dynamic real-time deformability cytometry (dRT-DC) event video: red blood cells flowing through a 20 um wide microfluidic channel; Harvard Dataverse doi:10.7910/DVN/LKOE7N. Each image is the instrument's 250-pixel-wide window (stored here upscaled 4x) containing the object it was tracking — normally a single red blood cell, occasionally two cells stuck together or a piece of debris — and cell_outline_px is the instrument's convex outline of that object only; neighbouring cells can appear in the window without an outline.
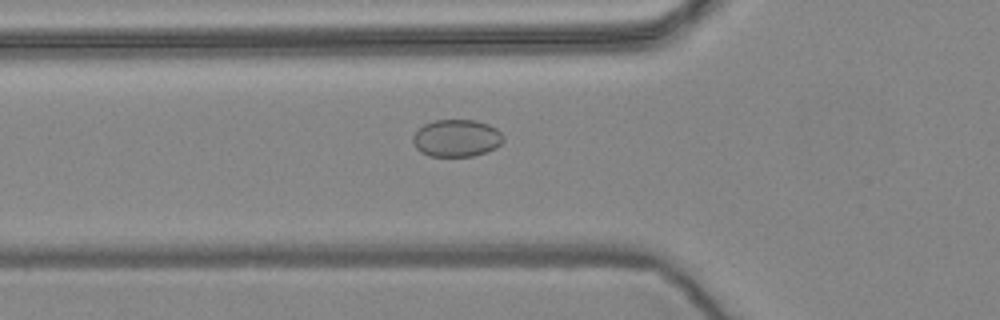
{"species": "common noctule bat (a hibernating species)", "species_latin": "Nyctalus noctula", "temperature_condition": "warm", "stored_images_in_passage": 58, "camera_frame_rate_fps": 3000, "um_per_image_px": 0.085, "animal": {"sex": "female", "body_mass_g": 24.6, "forearm_length_mm": 56.2}, "frame": {"image": 1, "passage_image": 20, "time_ms": 6.333, "image_size_px": [1000, 320], "cell_outline_px": [[504, 140], [496, 148], [488, 152], [472, 156], [428, 156], [420, 152], [416, 148], [412, 140], [412, 136], [424, 124], [436, 120], [476, 120], [488, 124], [496, 128], [504, 136]], "centroid_in_image_um": [38.82, 11.75], "position_along_channel_um": 87.0, "area_um2": 19.77}}
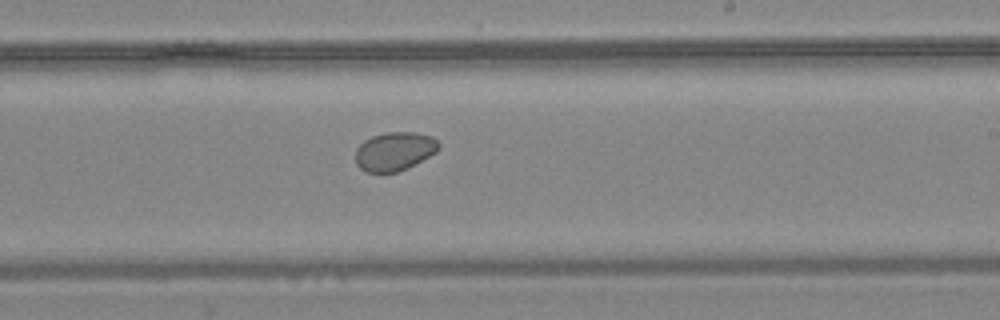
{"frame": {"image": 2, "passage_image": 34, "time_ms": 11.0, "image_size_px": [1000, 320], "cell_outline_px": [[440, 148], [436, 152], [408, 168], [396, 172], [368, 172], [360, 168], [356, 164], [356, 148], [364, 140], [372, 136], [388, 132], [412, 132], [432, 136], [440, 144]], "centroid_in_image_um": [33.53, 12.86], "position_along_channel_um": 255.5, "area_um2": 18.73}}
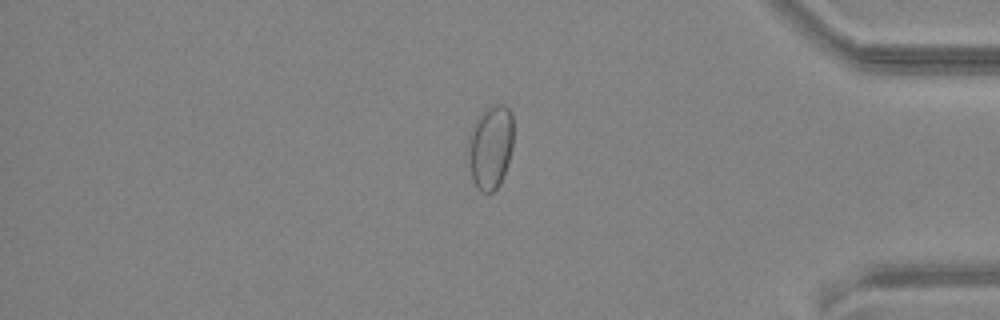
{"frame": {"image": 3, "passage_image": 48, "time_ms": 15.667, "image_size_px": [1000, 320], "cell_outline_px": [[512, 148], [508, 164], [500, 184], [492, 192], [480, 192], [476, 188], [472, 180], [468, 164], [468, 148], [472, 128], [476, 120], [488, 108], [496, 104], [500, 104], [508, 108], [512, 112]], "centroid_in_image_um": [41.69, 12.55], "position_along_channel_um": 393.5, "area_um2": 21.96}}